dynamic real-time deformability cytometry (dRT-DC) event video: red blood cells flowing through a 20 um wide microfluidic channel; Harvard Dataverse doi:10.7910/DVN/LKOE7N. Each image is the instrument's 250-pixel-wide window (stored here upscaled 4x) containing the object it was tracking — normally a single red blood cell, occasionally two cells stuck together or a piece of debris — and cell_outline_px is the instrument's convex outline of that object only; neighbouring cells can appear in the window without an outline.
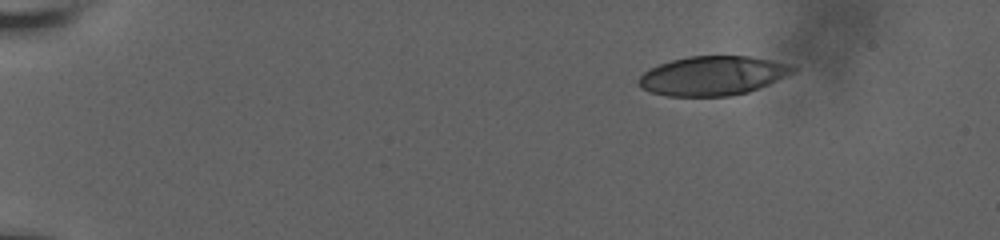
{"species": "human", "species_latin": "Homo sapiens", "temperature_condition": "room temperature", "stored_images_in_passage": 49, "camera_frame_rate_fps": 3000, "um_per_image_px": 0.085, "donor": {"sex": "male"}, "frame": {"image": 1, "passage_image": 1, "time_ms": 0.0, "image_size_px": [1000, 240], "cell_outline_px": [[796, 68], [788, 76], [748, 92], [732, 96], [668, 96], [652, 92], [640, 88], [636, 80], [644, 72], [660, 64], [672, 60], [688, 56], [748, 56], [768, 60], [784, 64]], "centroid_in_image_um": [60.53, 6.45], "position_along_channel_um": 24.5, "area_um2": 34.91}}
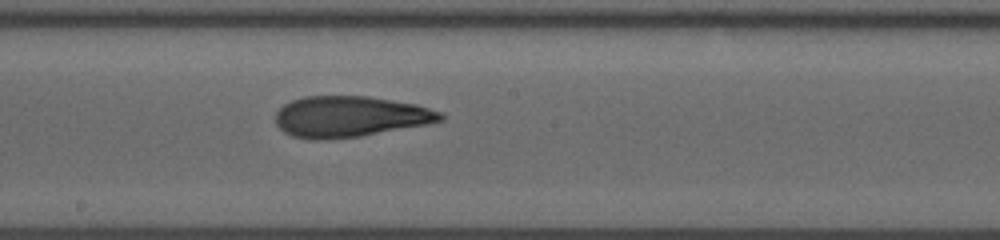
{"frame": {"image": 2, "passage_image": 26, "time_ms": 8.333, "image_size_px": [1000, 240], "cell_outline_px": [[444, 120], [424, 124], [360, 136], [324, 140], [308, 140], [292, 136], [284, 132], [276, 124], [276, 112], [284, 104], [292, 100], [304, 96], [368, 96], [416, 104], [440, 112], [444, 116]], "centroid_in_image_um": [29.69, 9.91], "position_along_channel_um": 218.5, "area_um2": 39.19}}
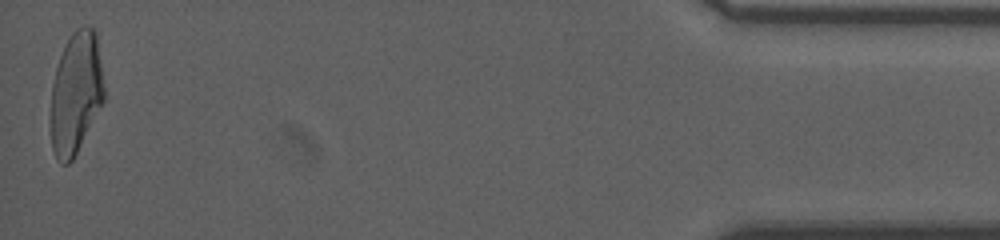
{"frame": {"image": 3, "passage_image": 49, "time_ms": 16.0, "image_size_px": [1000, 240], "cell_outline_px": [[104, 100], [72, 160], [68, 164], [60, 164], [56, 160], [52, 148], [52, 84], [56, 68], [60, 56], [72, 32], [76, 28], [84, 24], [92, 28], [96, 32], [104, 88]], "centroid_in_image_um": [6.45, 7.89], "position_along_channel_um": 428.7, "area_um2": 37.34}, "authors_computed_cell_mechanics": {"area_um2": 38.437, "velocity_mm_per_s": 3.7979, "shape_relaxation_time_tau1_ms": 8.9677, "shape_relaxation_time_tau2_ms": 1.7871, "deformation_change_tau1": 0.2943, "deformation_change_tau2": 0.1066}}